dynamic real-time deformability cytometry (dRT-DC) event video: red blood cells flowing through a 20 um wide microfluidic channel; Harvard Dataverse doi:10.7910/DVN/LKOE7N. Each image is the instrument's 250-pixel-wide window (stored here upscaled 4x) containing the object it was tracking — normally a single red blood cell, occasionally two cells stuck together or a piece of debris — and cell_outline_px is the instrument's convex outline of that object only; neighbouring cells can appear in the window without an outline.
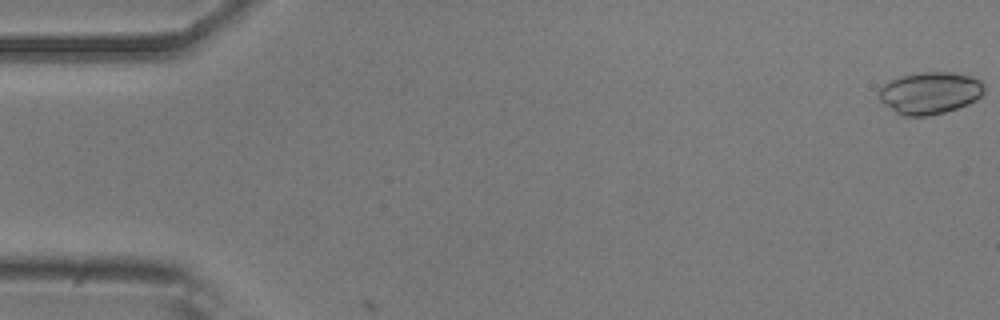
{"species": "common noctule bat (a hibernating species)", "species_latin": "Nyctalus noctula", "temperature_condition": "room temperature", "stored_images_in_passage": 3, "camera_frame_rate_fps": 3000, "um_per_image_px": 0.085, "animal": {"sex": "male", "body_mass_g": 20.5, "forearm_length_mm": 52.5}, "frame": {"image": 1, "passage_image": 1, "time_ms": 0.0, "image_size_px": [1000, 320], "cell_outline_px": [[984, 92], [976, 100], [968, 104], [944, 112], [928, 116], [904, 116], [896, 112], [884, 104], [880, 100], [880, 88], [884, 84], [892, 80], [904, 76], [924, 72], [952, 72], [972, 76], [984, 80]], "centroid_in_image_um": [79.1, 7.9], "position_along_channel_um": 5.9, "area_um2": 25.66}}